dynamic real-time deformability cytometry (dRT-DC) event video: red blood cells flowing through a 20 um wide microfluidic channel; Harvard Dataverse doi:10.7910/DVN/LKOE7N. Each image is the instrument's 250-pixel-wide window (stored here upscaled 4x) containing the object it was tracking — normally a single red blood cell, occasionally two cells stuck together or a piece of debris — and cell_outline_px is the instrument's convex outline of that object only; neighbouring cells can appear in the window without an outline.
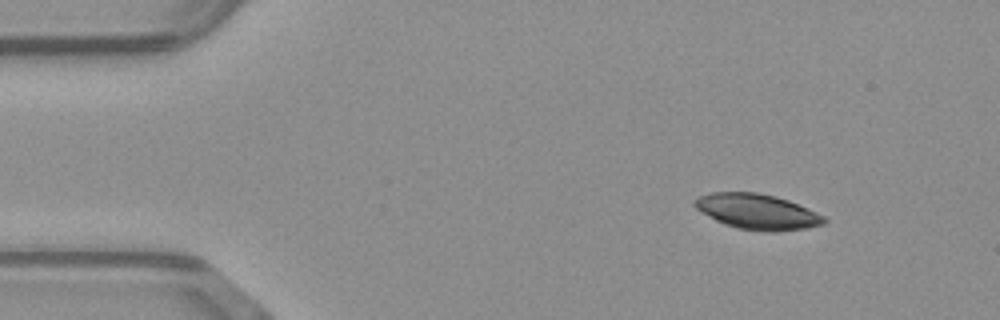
{"species": "common noctule bat (a hibernating species)", "species_latin": "Nyctalus noctula", "temperature_condition": "warm", "stored_images_in_passage": 2, "camera_frame_rate_fps": 3000, "um_per_image_px": 0.085, "animal": {"sex": "male", "body_mass_g": 23.1, "forearm_length_mm": 52.7}, "frame": {"image": 1, "passage_image": 1, "time_ms": 0.0, "image_size_px": [1000, 320], "cell_outline_px": [[828, 220], [824, 224], [808, 228], [776, 232], [764, 232], [736, 228], [724, 224], [716, 220], [696, 208], [692, 204], [692, 200], [700, 196], [712, 192], [756, 192], [776, 196], [788, 200], [808, 208], [824, 216]], "centroid_in_image_um": [64.38, 18.0], "position_along_channel_um": 20.6, "area_um2": 26.88}}